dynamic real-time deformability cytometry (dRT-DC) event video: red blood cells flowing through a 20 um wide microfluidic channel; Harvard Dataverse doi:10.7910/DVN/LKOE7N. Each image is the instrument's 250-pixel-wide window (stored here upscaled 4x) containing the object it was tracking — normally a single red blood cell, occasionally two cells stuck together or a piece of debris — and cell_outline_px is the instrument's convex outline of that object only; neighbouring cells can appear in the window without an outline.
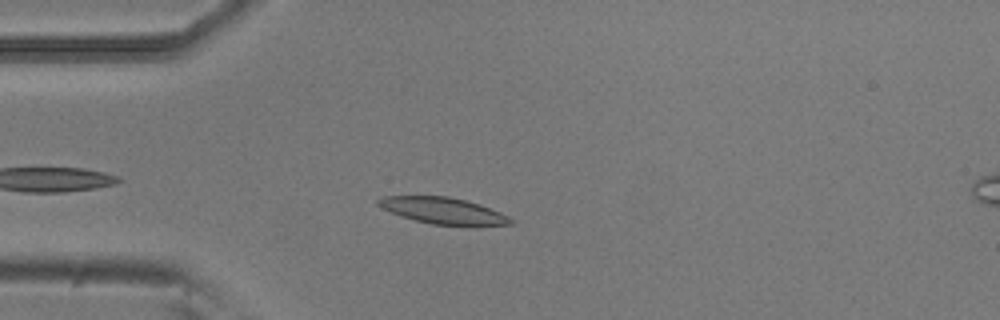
{"species": "common noctule bat (a hibernating species)", "species_latin": "Nyctalus noctula", "temperature_condition": "room temperature", "stored_images_in_passage": 4, "camera_frame_rate_fps": 3000, "um_per_image_px": 0.085, "animal": {"sex": "male", "body_mass_g": 20.5, "forearm_length_mm": 52.5}, "frame": {"image": 1, "passage_image": 3, "time_ms": 0.667, "image_size_px": [1000, 320], "cell_outline_px": [[516, 224], [432, 224], [400, 216], [376, 204], [376, 200], [384, 196], [448, 196], [464, 200], [500, 212], [516, 220]], "centroid_in_image_um": [37.63, 17.89], "position_along_channel_um": 47.4, "area_um2": 19.71}}